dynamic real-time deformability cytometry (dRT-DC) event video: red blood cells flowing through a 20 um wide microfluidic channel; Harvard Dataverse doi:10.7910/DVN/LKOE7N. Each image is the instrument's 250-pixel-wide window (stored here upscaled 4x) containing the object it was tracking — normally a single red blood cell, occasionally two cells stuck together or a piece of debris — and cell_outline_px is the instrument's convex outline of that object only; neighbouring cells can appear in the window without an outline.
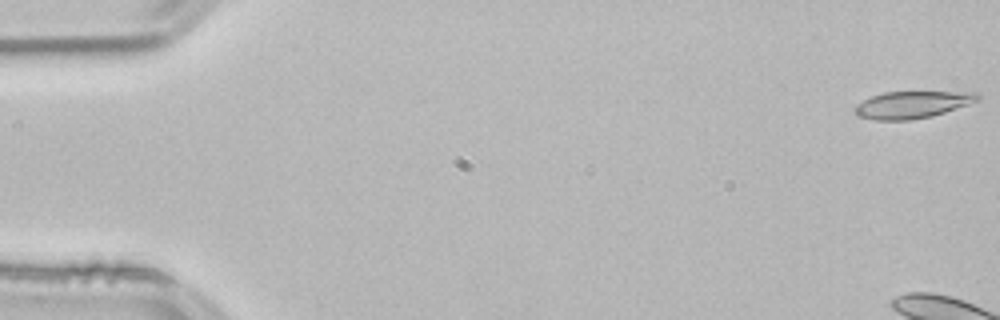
{"species": "common noctule bat (a hibernating species)", "species_latin": "Nyctalus noctula", "temperature_condition": "room temperature", "stored_images_in_passage": 6, "camera_frame_rate_fps": 3000, "um_per_image_px": 0.085, "animal": {"sex": "male", "body_mass_g": 21.5, "forearm_length_mm": 52.0}, "frame": {"image": 1, "passage_image": 1, "time_ms": 0.0, "image_size_px": [1000, 320], "cell_outline_px": [[980, 100], [932, 116], [912, 120], [876, 120], [860, 116], [852, 108], [856, 104], [872, 96], [884, 92], [976, 92], [980, 96]], "centroid_in_image_um": [77.53, 8.89], "position_along_channel_um": 7.5, "area_um2": 19.19}}